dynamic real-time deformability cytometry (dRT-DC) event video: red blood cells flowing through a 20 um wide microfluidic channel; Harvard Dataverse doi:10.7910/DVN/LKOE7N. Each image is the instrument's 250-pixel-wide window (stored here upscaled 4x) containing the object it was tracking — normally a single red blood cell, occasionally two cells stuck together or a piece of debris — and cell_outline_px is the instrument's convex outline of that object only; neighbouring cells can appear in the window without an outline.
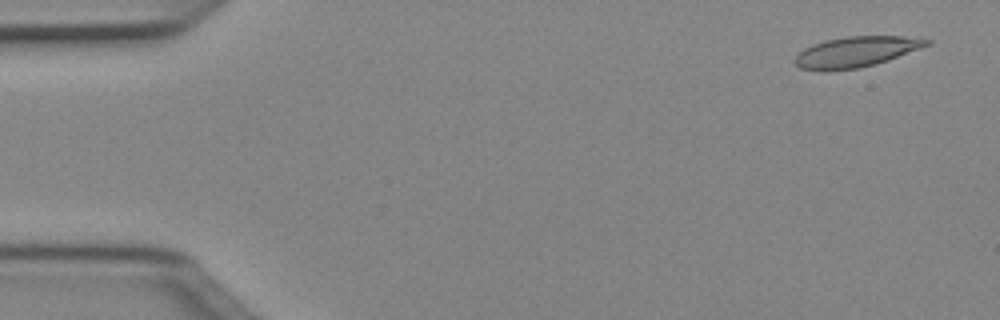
{"species": "Egyptian fruit bat (a non-hibernating species)", "species_latin": "Rousettus aegyptiacus", "temperature_condition": "cold", "stored_images_in_passage": 50, "camera_frame_rate_fps": 3000, "um_per_image_px": 0.085, "animal": {"sex": "female"}, "frame": {"image": 1, "passage_image": 3, "time_ms": 0.667, "image_size_px": [1000, 320], "cell_outline_px": [[932, 44], [888, 60], [876, 64], [860, 68], [800, 68], [792, 60], [804, 48], [812, 44], [824, 40], [848, 36], [904, 36], [932, 40]], "centroid_in_image_um": [72.83, 4.36], "position_along_channel_um": 12.2, "area_um2": 22.89}}
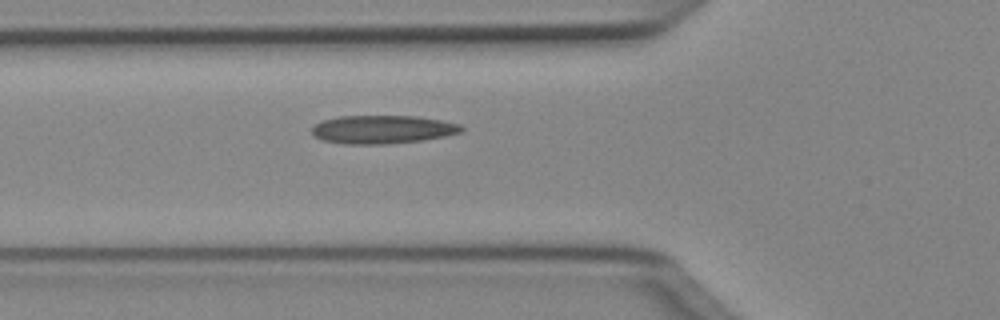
{"frame": {"image": 2, "passage_image": 18, "time_ms": 5.667, "image_size_px": [1000, 320], "cell_outline_px": [[464, 132], [424, 140], [388, 144], [344, 144], [324, 140], [312, 136], [312, 128], [320, 120], [340, 116], [420, 116], [460, 124], [464, 128]], "centroid_in_image_um": [32.52, 11.0], "position_along_channel_um": 93.3, "area_um2": 24.91}}
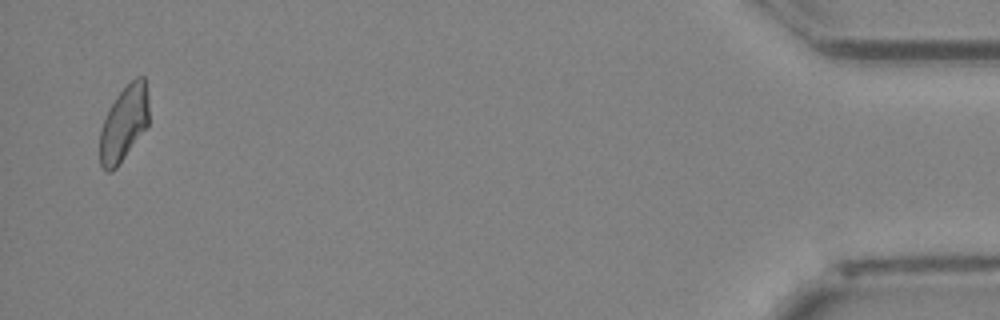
{"frame": {"image": 3, "passage_image": 49, "time_ms": 16.0, "image_size_px": [1000, 320], "cell_outline_px": [[148, 128], [116, 168], [112, 172], [108, 172], [100, 164], [100, 128], [116, 96], [136, 76], [144, 76], [148, 96]], "centroid_in_image_um": [10.55, 10.52], "position_along_channel_um": 424.6, "area_um2": 21.56}, "authors_computed_cell_mechanics": {"area_um2": 23.1778, "velocity_mm_per_s": 4.0328, "shape_relaxation_time_tau1_ms": null, "shape_relaxation_time_tau2_ms": 5.3695, "deformation_change_tau1": null, "deformation_change_tau2": 0.1541}}